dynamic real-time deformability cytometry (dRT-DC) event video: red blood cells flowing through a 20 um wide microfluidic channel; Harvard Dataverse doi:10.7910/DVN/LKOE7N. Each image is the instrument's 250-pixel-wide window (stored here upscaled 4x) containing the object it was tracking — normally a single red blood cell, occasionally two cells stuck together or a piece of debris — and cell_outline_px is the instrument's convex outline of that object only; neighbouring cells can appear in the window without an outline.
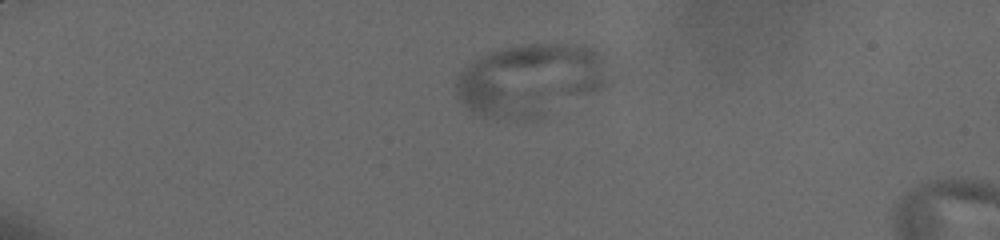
{"species": "human", "species_latin": "Homo sapiens", "temperature_condition": "cold", "stored_images_in_passage": 35, "camera_frame_rate_fps": 3000, "um_per_image_px": 0.085, "donor": {"sex": "male"}, "frame": {"image": 1, "passage_image": 2, "time_ms": 0.333, "image_size_px": [1000, 240], "cell_outline_px": [[612, 84], [604, 88], [536, 116], [484, 116], [472, 112], [464, 104], [456, 92], [456, 80], [460, 72], [472, 60], [488, 52], [500, 48], [520, 44], [584, 44], [604, 48], [612, 64]], "centroid_in_image_um": [45.26, 6.66], "position_along_channel_um": 39.7, "area_um2": 64.85}}